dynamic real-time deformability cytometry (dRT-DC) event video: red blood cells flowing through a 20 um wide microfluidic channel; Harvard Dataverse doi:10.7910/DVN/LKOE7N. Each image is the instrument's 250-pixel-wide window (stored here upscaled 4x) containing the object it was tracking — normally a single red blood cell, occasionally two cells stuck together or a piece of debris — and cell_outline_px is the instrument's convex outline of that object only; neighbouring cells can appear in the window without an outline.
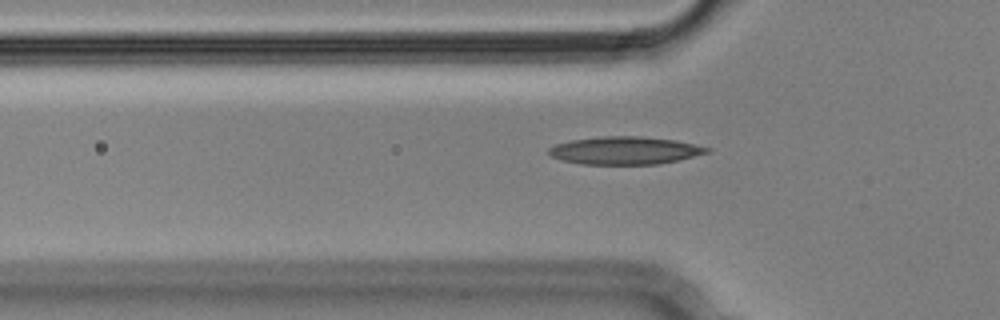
{"species": "Egyptian fruit bat (a non-hibernating species)", "species_latin": "Rousettus aegyptiacus", "temperature_condition": "cold", "stored_images_in_passage": 5, "camera_frame_rate_fps": 3000, "um_per_image_px": 0.085, "animal": {"sex": "male"}, "frame": {"image": 1, "passage_image": 5, "time_ms": 1.333, "image_size_px": [1000, 320], "cell_outline_px": [[712, 152], [660, 164], [580, 164], [564, 160], [552, 156], [548, 152], [548, 148], [556, 144], [572, 140], [604, 136], [640, 136], [676, 140], [712, 148]], "centroid_in_image_um": [53.17, 12.79], "position_along_channel_um": 72.6, "area_um2": 25.55}}